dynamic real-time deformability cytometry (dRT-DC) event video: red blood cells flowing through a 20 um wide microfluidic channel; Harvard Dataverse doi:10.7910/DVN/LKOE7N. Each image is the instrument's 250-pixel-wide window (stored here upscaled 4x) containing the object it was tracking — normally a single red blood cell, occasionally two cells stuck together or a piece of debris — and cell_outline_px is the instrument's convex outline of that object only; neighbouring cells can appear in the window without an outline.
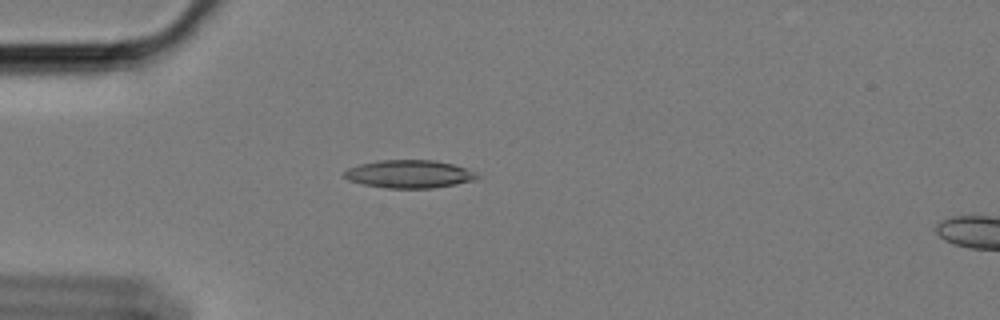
{"species": "Egyptian fruit bat (a non-hibernating species)", "species_latin": "Rousettus aegyptiacus", "temperature_condition": "cold", "stored_images_in_passage": 46, "camera_frame_rate_fps": 3000, "um_per_image_px": 0.085, "animal": {"sex": "female"}, "frame": {"image": 1, "passage_image": 4, "time_ms": 1.0, "image_size_px": [1000, 320], "cell_outline_px": [[480, 176], [476, 180], [456, 184], [432, 188], [384, 188], [360, 184], [348, 180], [344, 176], [344, 172], [348, 168], [360, 164], [380, 160], [436, 160], [452, 164], [464, 168]], "centroid_in_image_um": [34.75, 14.8], "position_along_channel_um": 50.2, "area_um2": 21.62}}
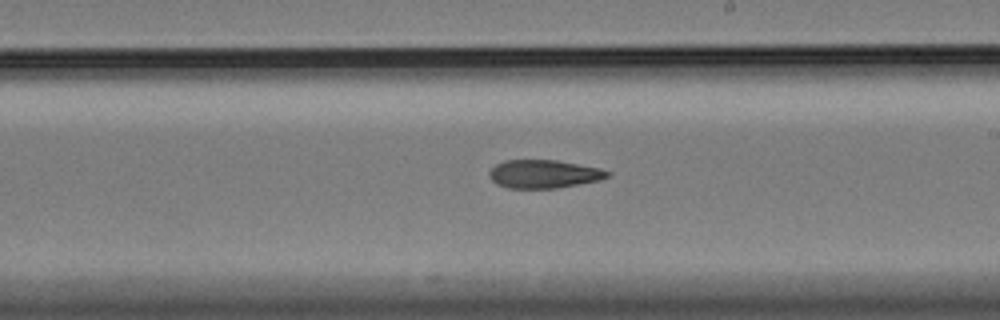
{"frame": {"image": 2, "passage_image": 22, "time_ms": 7.0, "image_size_px": [1000, 320], "cell_outline_px": [[612, 176], [600, 180], [556, 188], [508, 188], [496, 184], [488, 176], [488, 172], [496, 164], [504, 160], [556, 160], [600, 168], [612, 172]], "centroid_in_image_um": [46.23, 14.79], "position_along_channel_um": 242.8, "area_um2": 19.59}}
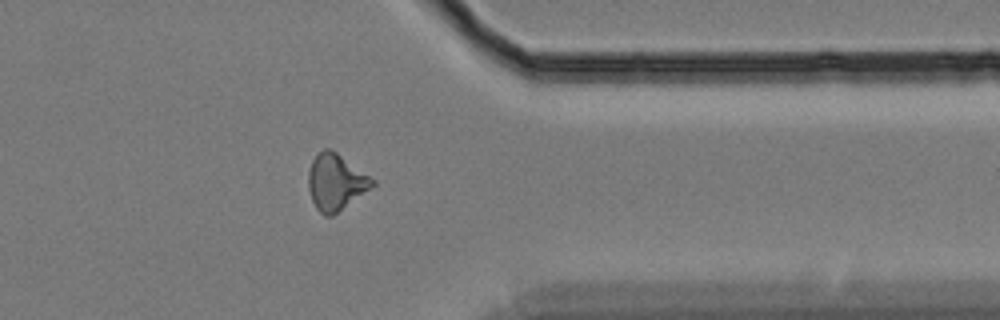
{"frame": {"image": 3, "passage_image": 35, "time_ms": 11.333, "image_size_px": [1000, 320], "cell_outline_px": [[376, 184], [332, 216], [324, 216], [316, 208], [312, 200], [308, 188], [308, 172], [312, 160], [316, 152], [324, 148], [332, 148], [376, 180]], "centroid_in_image_um": [28.53, 15.44], "position_along_channel_um": 382.9, "area_um2": 21.15}, "authors_computed_cell_mechanics": {"area_um2": 20.23, "velocity_mm_per_s": 3.4101, "shape_relaxation_time_tau1_ms": null, "shape_relaxation_time_tau2_ms": 8.59, "deformation_change_tau1": null, "deformation_change_tau2": 0.1994}}